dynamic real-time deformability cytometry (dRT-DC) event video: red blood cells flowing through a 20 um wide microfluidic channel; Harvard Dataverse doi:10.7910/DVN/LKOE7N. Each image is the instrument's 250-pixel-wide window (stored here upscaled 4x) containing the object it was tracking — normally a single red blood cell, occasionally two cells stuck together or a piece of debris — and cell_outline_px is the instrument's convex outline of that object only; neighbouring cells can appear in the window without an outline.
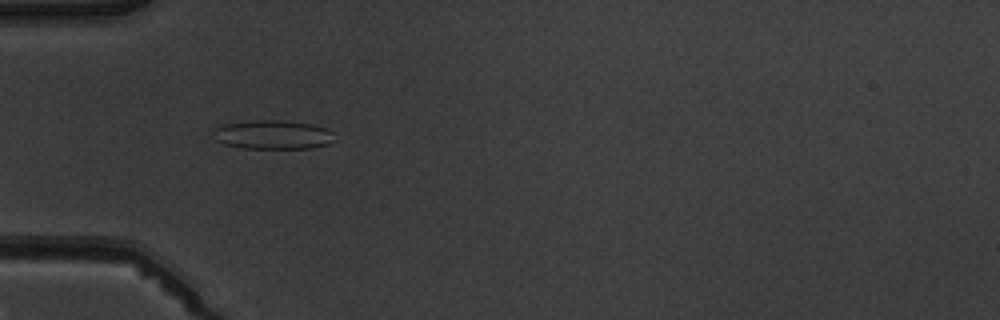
{"species": "common noctule bat (a hibernating species)", "species_latin": "Nyctalus noctula", "temperature_condition": "warm", "stored_images_in_passage": 5, "camera_frame_rate_fps": 3000, "um_per_image_px": 0.085, "animal": {"sex": "male", "body_mass_g": 19.5, "forearm_length_mm": 54.6}, "frame": {"image": 1, "passage_image": 4, "time_ms": 3.667, "image_size_px": [1000, 320], "cell_outline_px": [[336, 140], [328, 144], [312, 148], [244, 148], [224, 144], [216, 140], [216, 128], [224, 124], [256, 120], [280, 120], [312, 124], [328, 128], [332, 132]], "centroid_in_image_um": [23.27, 11.45], "position_along_channel_um": 61.7, "area_um2": 20.35}}
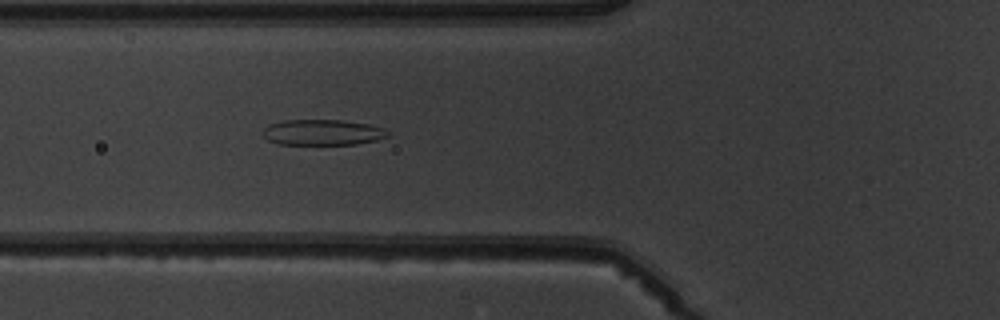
{"frame": {"image": 2, "passage_image": 5, "time_ms": 4.667, "image_size_px": [1000, 320], "cell_outline_px": [[388, 136], [376, 140], [356, 144], [280, 144], [268, 140], [264, 136], [264, 128], [272, 124], [284, 120], [340, 120], [368, 124], [384, 128], [388, 132]], "centroid_in_image_um": [27.44, 11.25], "position_along_channel_um": 98.4, "area_um2": 18.44}}